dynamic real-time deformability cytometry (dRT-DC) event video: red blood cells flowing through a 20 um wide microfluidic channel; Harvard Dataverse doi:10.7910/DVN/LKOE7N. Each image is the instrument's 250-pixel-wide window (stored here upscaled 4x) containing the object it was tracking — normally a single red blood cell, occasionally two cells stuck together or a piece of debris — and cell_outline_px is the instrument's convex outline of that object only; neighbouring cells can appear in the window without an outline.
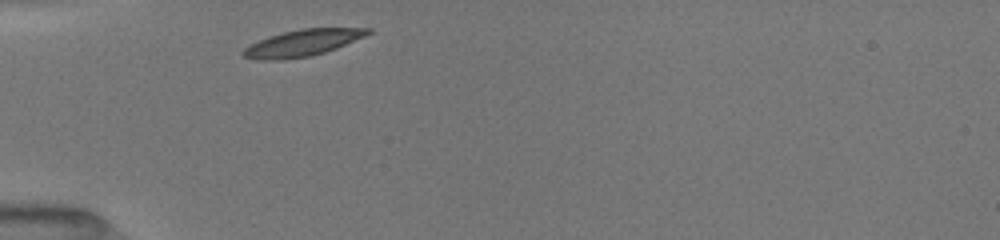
{"species": "common noctule bat (a hibernating species)", "species_latin": "Nyctalus noctula", "temperature_condition": "room temperature", "stored_images_in_passage": 26, "camera_frame_rate_fps": 3000, "um_per_image_px": 0.085, "animal": {"sex": "female", "body_mass_g": 19.5, "forearm_length_mm": 54.1}, "frame": {"image": 1, "passage_image": 1, "time_ms": 0.0, "image_size_px": [1000, 240], "cell_outline_px": [[372, 32], [364, 36], [336, 48], [312, 56], [280, 60], [256, 60], [244, 56], [240, 52], [244, 48], [268, 36], [300, 28], [372, 28]], "centroid_in_image_um": [25.69, 3.65], "position_along_channel_um": 59.3, "area_um2": 19.19}}
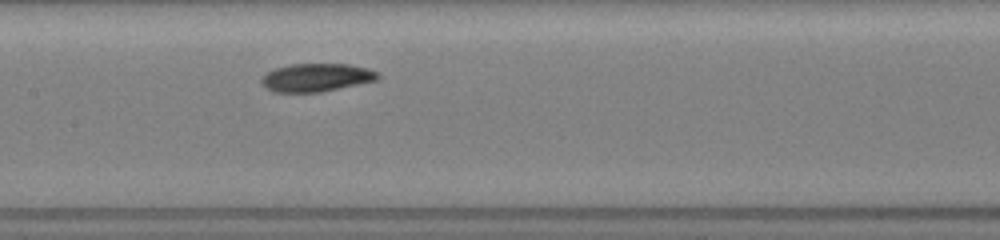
{"frame": {"image": 2, "passage_image": 10, "time_ms": 3.333, "image_size_px": [1000, 240], "cell_outline_px": [[380, 76], [376, 80], [320, 92], [276, 92], [268, 88], [260, 80], [268, 72], [276, 68], [292, 64], [348, 64], [368, 68], [380, 72]], "centroid_in_image_um": [26.94, 6.58], "position_along_channel_um": 180.5, "area_um2": 18.79}}
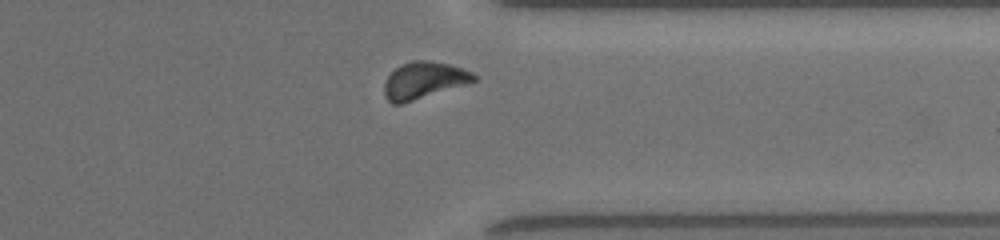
{"frame": {"image": 3, "passage_image": 23, "time_ms": 8.333, "image_size_px": [1000, 240], "cell_outline_px": [[476, 80], [468, 84], [400, 104], [392, 104], [384, 96], [384, 84], [388, 76], [400, 64], [412, 60], [428, 60], [448, 64], [464, 68], [472, 72], [476, 76]], "centroid_in_image_um": [36.03, 6.82], "position_along_channel_um": 375.4, "area_um2": 19.25}, "authors_computed_cell_mechanics": {"area_um2": 18.9295, "velocity_mm_per_s": 3.9121, "shape_relaxation_time_tau1_ms": 2.3544, "shape_relaxation_time_tau2_ms": null, "deformation_change_tau1": 0.1078, "deformation_change_tau2": null}}